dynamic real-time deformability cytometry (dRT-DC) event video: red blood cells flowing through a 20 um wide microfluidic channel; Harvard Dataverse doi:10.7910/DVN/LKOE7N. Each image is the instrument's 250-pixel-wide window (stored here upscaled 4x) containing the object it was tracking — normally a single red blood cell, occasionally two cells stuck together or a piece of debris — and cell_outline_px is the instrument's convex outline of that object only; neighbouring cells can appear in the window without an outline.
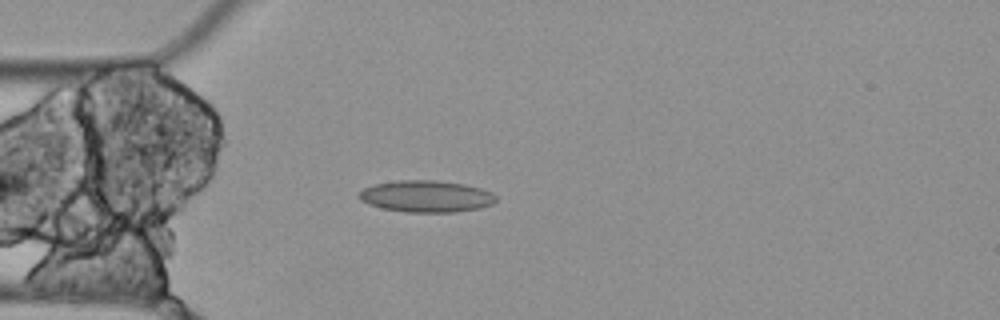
{"species": "Egyptian fruit bat (a non-hibernating species)", "species_latin": "Rousettus aegyptiacus", "temperature_condition": "cold", "stored_images_in_passage": 5, "camera_frame_rate_fps": 3000, "um_per_image_px": 0.085, "animal": {"sex": "female"}, "frame": {"image": 1, "passage_image": 5, "time_ms": 1.333, "image_size_px": [1000, 320], "cell_outline_px": [[496, 200], [492, 204], [480, 208], [456, 212], [404, 212], [384, 208], [368, 204], [360, 200], [356, 196], [364, 188], [376, 184], [400, 180], [436, 180], [464, 184], [480, 188], [492, 192], [496, 196]], "centroid_in_image_um": [36.24, 16.69], "position_along_channel_um": 48.8, "area_um2": 25.32}}